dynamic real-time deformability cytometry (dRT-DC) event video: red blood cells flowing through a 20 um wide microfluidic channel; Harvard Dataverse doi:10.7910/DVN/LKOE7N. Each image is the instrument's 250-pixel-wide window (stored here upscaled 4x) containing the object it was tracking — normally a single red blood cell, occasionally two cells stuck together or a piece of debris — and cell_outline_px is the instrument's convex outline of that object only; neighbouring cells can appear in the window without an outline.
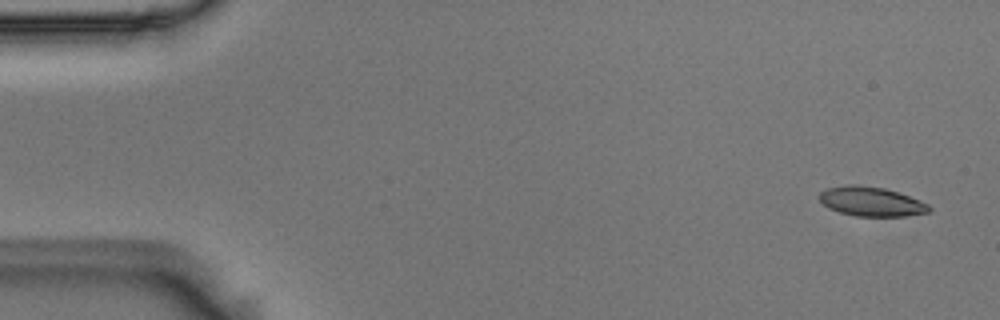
{"species": "Egyptian fruit bat (a non-hibernating species)", "species_latin": "Rousettus aegyptiacus", "temperature_condition": "room temperature", "stored_images_in_passage": 6, "camera_frame_rate_fps": 3000, "um_per_image_px": 0.085, "animal": {"sex": "male"}, "frame": {"image": 1, "passage_image": 1, "time_ms": 0.0, "image_size_px": [1000, 320], "cell_outline_px": [[932, 208], [928, 212], [904, 216], [856, 216], [840, 212], [828, 208], [820, 200], [820, 192], [828, 188], [848, 184], [856, 184], [884, 188], [920, 200], [928, 204]], "centroid_in_image_um": [74.05, 17.13], "position_along_channel_um": 11.0, "area_um2": 18.61}}
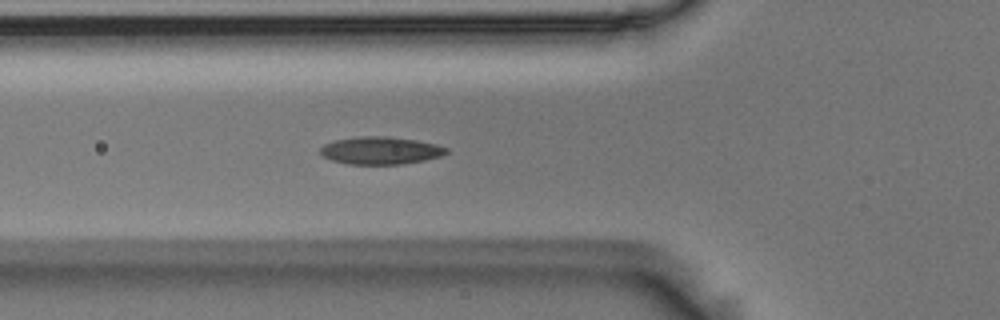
{"frame": {"image": 2, "passage_image": 6, "time_ms": 1.667, "image_size_px": [1000, 320], "cell_outline_px": [[448, 152], [440, 156], [424, 160], [400, 164], [348, 164], [332, 160], [320, 156], [320, 148], [324, 144], [336, 140], [356, 136], [388, 136], [416, 140], [436, 144], [448, 148]], "centroid_in_image_um": [32.32, 12.79], "position_along_channel_um": 93.5, "area_um2": 20.29}}